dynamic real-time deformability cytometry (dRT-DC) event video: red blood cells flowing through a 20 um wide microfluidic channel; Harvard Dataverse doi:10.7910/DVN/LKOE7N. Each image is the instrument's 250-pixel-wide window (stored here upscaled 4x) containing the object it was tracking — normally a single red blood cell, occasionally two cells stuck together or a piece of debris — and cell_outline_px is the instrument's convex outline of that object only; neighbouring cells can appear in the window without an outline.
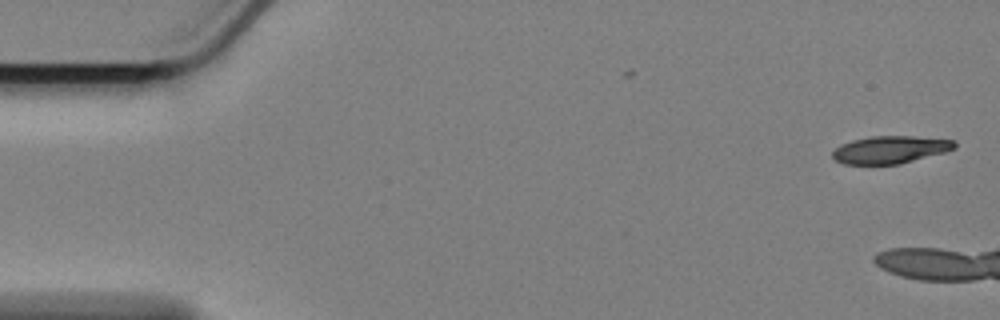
{"species": "Egyptian fruit bat (a non-hibernating species)", "species_latin": "Rousettus aegyptiacus", "temperature_condition": "cold", "stored_images_in_passage": 9, "camera_frame_rate_fps": 3000, "um_per_image_px": 0.085, "animal": {"sex": "female"}, "frame": {"image": 1, "passage_image": 1, "time_ms": 0.0, "image_size_px": [1000, 320], "cell_outline_px": [[956, 148], [944, 152], [900, 164], [844, 164], [836, 160], [832, 156], [832, 152], [836, 148], [852, 140], [872, 136], [912, 136], [952, 140], [956, 144]], "centroid_in_image_um": [75.67, 12.72], "position_along_channel_um": 9.3, "area_um2": 19.31}}